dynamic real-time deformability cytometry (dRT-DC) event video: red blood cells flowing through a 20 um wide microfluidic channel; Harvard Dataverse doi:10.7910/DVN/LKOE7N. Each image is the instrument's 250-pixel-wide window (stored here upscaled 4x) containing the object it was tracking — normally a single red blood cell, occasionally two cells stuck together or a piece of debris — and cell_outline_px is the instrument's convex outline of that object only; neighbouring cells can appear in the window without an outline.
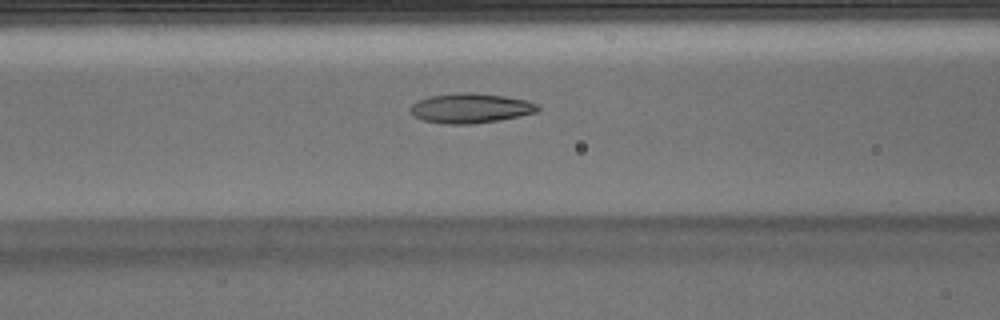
{"species": "Egyptian fruit bat (a non-hibernating species)", "species_latin": "Rousettus aegyptiacus", "temperature_condition": "warm", "stored_images_in_passage": 44, "camera_frame_rate_fps": 3000, "um_per_image_px": 0.085, "animal": {"sex": "male"}, "frame": {"image": 1, "passage_image": 20, "time_ms": 6.333, "image_size_px": [1000, 320], "cell_outline_px": [[540, 108], [536, 112], [520, 116], [500, 120], [468, 124], [444, 124], [424, 120], [416, 116], [408, 108], [412, 104], [428, 96], [460, 92], [472, 92], [504, 96], [528, 100], [536, 104]], "centroid_in_image_um": [40.01, 9.19], "position_along_channel_um": 126.6, "area_um2": 22.02}}
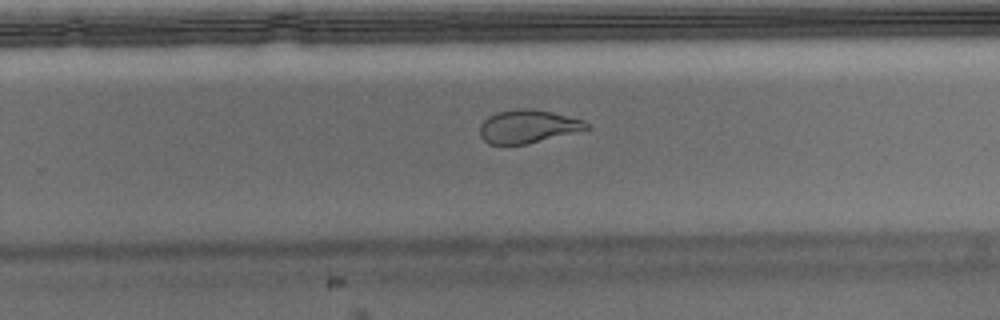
{"frame": {"image": 2, "passage_image": 32, "time_ms": 10.333, "image_size_px": [1000, 320], "cell_outline_px": [[592, 128], [528, 144], [488, 144], [480, 136], [480, 124], [488, 116], [496, 112], [516, 108], [532, 108], [552, 112], [584, 120], [592, 124]], "centroid_in_image_um": [44.9, 10.74], "position_along_channel_um": 284.9, "area_um2": 20.92}}
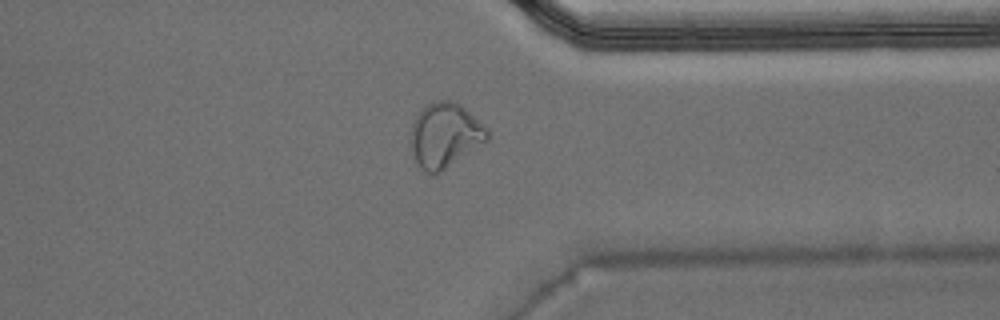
{"frame": {"image": 3, "passage_image": 39, "time_ms": 12.667, "image_size_px": [1000, 320], "cell_outline_px": [[488, 140], [440, 172], [432, 176], [424, 172], [420, 168], [416, 160], [412, 148], [412, 124], [416, 116], [428, 104], [436, 100], [456, 100], [484, 124], [488, 128]], "centroid_in_image_um": [37.84, 11.49], "position_along_channel_um": 373.6, "area_um2": 28.67}, "authors_computed_cell_mechanics": {"area_um2": 21.7328, "velocity_mm_per_s": 3.9679, "shape_relaxation_time_tau1_ms": null, "shape_relaxation_time_tau2_ms": 1.5807, "deformation_change_tau1": null, "deformation_change_tau2": 0.0879}}